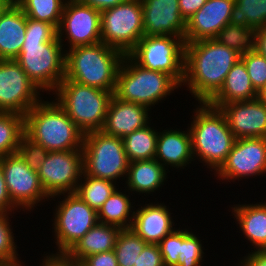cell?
Here are the masks:
<instances>
[{"mask_svg":"<svg viewBox=\"0 0 266 266\" xmlns=\"http://www.w3.org/2000/svg\"><path fill=\"white\" fill-rule=\"evenodd\" d=\"M84 173L91 177L118 182L126 178L129 160L121 137L94 131L84 134L83 141Z\"/></svg>","mask_w":266,"mask_h":266,"instance_id":"ba28073f","label":"cell"},{"mask_svg":"<svg viewBox=\"0 0 266 266\" xmlns=\"http://www.w3.org/2000/svg\"><path fill=\"white\" fill-rule=\"evenodd\" d=\"M54 99L84 133L102 131L112 91L101 90L63 79L53 92Z\"/></svg>","mask_w":266,"mask_h":266,"instance_id":"52a82bcc","label":"cell"},{"mask_svg":"<svg viewBox=\"0 0 266 266\" xmlns=\"http://www.w3.org/2000/svg\"><path fill=\"white\" fill-rule=\"evenodd\" d=\"M41 94L15 60H0V112L25 116L42 100Z\"/></svg>","mask_w":266,"mask_h":266,"instance_id":"9a60e30c","label":"cell"},{"mask_svg":"<svg viewBox=\"0 0 266 266\" xmlns=\"http://www.w3.org/2000/svg\"><path fill=\"white\" fill-rule=\"evenodd\" d=\"M251 83L258 92L266 85V58L255 49L241 55Z\"/></svg>","mask_w":266,"mask_h":266,"instance_id":"f35d334b","label":"cell"},{"mask_svg":"<svg viewBox=\"0 0 266 266\" xmlns=\"http://www.w3.org/2000/svg\"><path fill=\"white\" fill-rule=\"evenodd\" d=\"M235 0H207L206 3L186 21L185 43L203 39H214L218 32L230 23Z\"/></svg>","mask_w":266,"mask_h":266,"instance_id":"d6986e66","label":"cell"},{"mask_svg":"<svg viewBox=\"0 0 266 266\" xmlns=\"http://www.w3.org/2000/svg\"><path fill=\"white\" fill-rule=\"evenodd\" d=\"M124 56L103 42L72 47L66 50L64 79L114 92Z\"/></svg>","mask_w":266,"mask_h":266,"instance_id":"5b68a950","label":"cell"},{"mask_svg":"<svg viewBox=\"0 0 266 266\" xmlns=\"http://www.w3.org/2000/svg\"><path fill=\"white\" fill-rule=\"evenodd\" d=\"M134 266H165L159 245L148 243L138 255Z\"/></svg>","mask_w":266,"mask_h":266,"instance_id":"60d3db41","label":"cell"},{"mask_svg":"<svg viewBox=\"0 0 266 266\" xmlns=\"http://www.w3.org/2000/svg\"><path fill=\"white\" fill-rule=\"evenodd\" d=\"M25 134L49 152L82 150L84 133L55 101L46 99L25 115Z\"/></svg>","mask_w":266,"mask_h":266,"instance_id":"277c9868","label":"cell"},{"mask_svg":"<svg viewBox=\"0 0 266 266\" xmlns=\"http://www.w3.org/2000/svg\"><path fill=\"white\" fill-rule=\"evenodd\" d=\"M231 210L239 231L253 246L251 249L266 250V202L234 204Z\"/></svg>","mask_w":266,"mask_h":266,"instance_id":"cb8c5ba5","label":"cell"},{"mask_svg":"<svg viewBox=\"0 0 266 266\" xmlns=\"http://www.w3.org/2000/svg\"><path fill=\"white\" fill-rule=\"evenodd\" d=\"M156 202L139 204L138 206L141 207L134 208L131 227L138 236L150 244H158L175 229L173 226H176L169 206L159 203L157 200Z\"/></svg>","mask_w":266,"mask_h":266,"instance_id":"ffe728a7","label":"cell"},{"mask_svg":"<svg viewBox=\"0 0 266 266\" xmlns=\"http://www.w3.org/2000/svg\"><path fill=\"white\" fill-rule=\"evenodd\" d=\"M184 49V37L143 36L128 55L145 69L167 73L181 86Z\"/></svg>","mask_w":266,"mask_h":266,"instance_id":"8fae6325","label":"cell"},{"mask_svg":"<svg viewBox=\"0 0 266 266\" xmlns=\"http://www.w3.org/2000/svg\"><path fill=\"white\" fill-rule=\"evenodd\" d=\"M151 125L150 122L122 138L129 162L155 158L159 131Z\"/></svg>","mask_w":266,"mask_h":266,"instance_id":"f1b7e54d","label":"cell"},{"mask_svg":"<svg viewBox=\"0 0 266 266\" xmlns=\"http://www.w3.org/2000/svg\"><path fill=\"white\" fill-rule=\"evenodd\" d=\"M13 1H0V15Z\"/></svg>","mask_w":266,"mask_h":266,"instance_id":"816d5d0a","label":"cell"},{"mask_svg":"<svg viewBox=\"0 0 266 266\" xmlns=\"http://www.w3.org/2000/svg\"><path fill=\"white\" fill-rule=\"evenodd\" d=\"M168 171L156 160H138L129 163L126 175V189L133 194L153 196L168 180ZM135 192V193H134ZM149 194V195H148Z\"/></svg>","mask_w":266,"mask_h":266,"instance_id":"d4e9b609","label":"cell"},{"mask_svg":"<svg viewBox=\"0 0 266 266\" xmlns=\"http://www.w3.org/2000/svg\"><path fill=\"white\" fill-rule=\"evenodd\" d=\"M168 172L173 167L177 170L184 169L194 161L192 153L191 135L188 127L165 128L159 131L155 158ZM170 166V167H169Z\"/></svg>","mask_w":266,"mask_h":266,"instance_id":"7402d4cb","label":"cell"},{"mask_svg":"<svg viewBox=\"0 0 266 266\" xmlns=\"http://www.w3.org/2000/svg\"><path fill=\"white\" fill-rule=\"evenodd\" d=\"M258 92L253 87L246 66L239 59L228 72L220 90L207 102L220 108L224 104L255 99Z\"/></svg>","mask_w":266,"mask_h":266,"instance_id":"484cf974","label":"cell"},{"mask_svg":"<svg viewBox=\"0 0 266 266\" xmlns=\"http://www.w3.org/2000/svg\"><path fill=\"white\" fill-rule=\"evenodd\" d=\"M116 188L109 198L98 210V220L100 223L117 226L120 229L132 227L135 208L133 200H130L131 193L125 188L122 191ZM122 191V192H121ZM128 192V195L127 193Z\"/></svg>","mask_w":266,"mask_h":266,"instance_id":"83f0119b","label":"cell"},{"mask_svg":"<svg viewBox=\"0 0 266 266\" xmlns=\"http://www.w3.org/2000/svg\"><path fill=\"white\" fill-rule=\"evenodd\" d=\"M144 36L141 0L125 1L101 11V41L128 55Z\"/></svg>","mask_w":266,"mask_h":266,"instance_id":"30bf717a","label":"cell"},{"mask_svg":"<svg viewBox=\"0 0 266 266\" xmlns=\"http://www.w3.org/2000/svg\"><path fill=\"white\" fill-rule=\"evenodd\" d=\"M144 36L184 37L186 21L179 0H141Z\"/></svg>","mask_w":266,"mask_h":266,"instance_id":"ac0fdd59","label":"cell"},{"mask_svg":"<svg viewBox=\"0 0 266 266\" xmlns=\"http://www.w3.org/2000/svg\"><path fill=\"white\" fill-rule=\"evenodd\" d=\"M207 0H179V9L181 16L187 21L193 16Z\"/></svg>","mask_w":266,"mask_h":266,"instance_id":"bcb514c9","label":"cell"},{"mask_svg":"<svg viewBox=\"0 0 266 266\" xmlns=\"http://www.w3.org/2000/svg\"><path fill=\"white\" fill-rule=\"evenodd\" d=\"M17 210H19V208L12 202L9 196L4 179V174L0 164V213L14 215Z\"/></svg>","mask_w":266,"mask_h":266,"instance_id":"ee69618b","label":"cell"},{"mask_svg":"<svg viewBox=\"0 0 266 266\" xmlns=\"http://www.w3.org/2000/svg\"><path fill=\"white\" fill-rule=\"evenodd\" d=\"M81 3L98 9L100 12L108 8H112L125 0H79Z\"/></svg>","mask_w":266,"mask_h":266,"instance_id":"c3c4849f","label":"cell"},{"mask_svg":"<svg viewBox=\"0 0 266 266\" xmlns=\"http://www.w3.org/2000/svg\"><path fill=\"white\" fill-rule=\"evenodd\" d=\"M17 153L32 170L38 171L42 163L46 160L49 151L24 134L18 146Z\"/></svg>","mask_w":266,"mask_h":266,"instance_id":"74e56055","label":"cell"},{"mask_svg":"<svg viewBox=\"0 0 266 266\" xmlns=\"http://www.w3.org/2000/svg\"><path fill=\"white\" fill-rule=\"evenodd\" d=\"M65 59L57 28L27 17L25 40L15 61L41 92L52 95L65 78Z\"/></svg>","mask_w":266,"mask_h":266,"instance_id":"6da1fadb","label":"cell"},{"mask_svg":"<svg viewBox=\"0 0 266 266\" xmlns=\"http://www.w3.org/2000/svg\"><path fill=\"white\" fill-rule=\"evenodd\" d=\"M57 30L62 46L69 47L64 49L100 43L101 12L79 0H67Z\"/></svg>","mask_w":266,"mask_h":266,"instance_id":"4fadbf2b","label":"cell"},{"mask_svg":"<svg viewBox=\"0 0 266 266\" xmlns=\"http://www.w3.org/2000/svg\"><path fill=\"white\" fill-rule=\"evenodd\" d=\"M0 164L9 196L20 211L27 210L28 214L51 199L43 189L37 171L32 170L18 153L1 158Z\"/></svg>","mask_w":266,"mask_h":266,"instance_id":"7c38bea8","label":"cell"},{"mask_svg":"<svg viewBox=\"0 0 266 266\" xmlns=\"http://www.w3.org/2000/svg\"><path fill=\"white\" fill-rule=\"evenodd\" d=\"M67 0H14L28 18L44 21L57 29Z\"/></svg>","mask_w":266,"mask_h":266,"instance_id":"d6a6232c","label":"cell"},{"mask_svg":"<svg viewBox=\"0 0 266 266\" xmlns=\"http://www.w3.org/2000/svg\"><path fill=\"white\" fill-rule=\"evenodd\" d=\"M59 197V203H56L52 219V232L54 233L53 237L57 250L55 253H67L78 240L99 222L98 213L76 193L56 195L51 197V200L55 201Z\"/></svg>","mask_w":266,"mask_h":266,"instance_id":"9c48e42d","label":"cell"},{"mask_svg":"<svg viewBox=\"0 0 266 266\" xmlns=\"http://www.w3.org/2000/svg\"><path fill=\"white\" fill-rule=\"evenodd\" d=\"M257 98L263 103L266 104V85L258 91Z\"/></svg>","mask_w":266,"mask_h":266,"instance_id":"681fc988","label":"cell"},{"mask_svg":"<svg viewBox=\"0 0 266 266\" xmlns=\"http://www.w3.org/2000/svg\"><path fill=\"white\" fill-rule=\"evenodd\" d=\"M204 246L202 240L189 231V227L181 229V254L174 266H202L204 260ZM202 262V263H201Z\"/></svg>","mask_w":266,"mask_h":266,"instance_id":"d590c367","label":"cell"},{"mask_svg":"<svg viewBox=\"0 0 266 266\" xmlns=\"http://www.w3.org/2000/svg\"><path fill=\"white\" fill-rule=\"evenodd\" d=\"M117 183L82 174L75 193L92 209L98 212L104 202L119 187Z\"/></svg>","mask_w":266,"mask_h":266,"instance_id":"4dcf8cb0","label":"cell"},{"mask_svg":"<svg viewBox=\"0 0 266 266\" xmlns=\"http://www.w3.org/2000/svg\"><path fill=\"white\" fill-rule=\"evenodd\" d=\"M241 55L215 39L185 43L184 77L181 84L196 102H208L222 87Z\"/></svg>","mask_w":266,"mask_h":266,"instance_id":"7a4b0ae2","label":"cell"},{"mask_svg":"<svg viewBox=\"0 0 266 266\" xmlns=\"http://www.w3.org/2000/svg\"><path fill=\"white\" fill-rule=\"evenodd\" d=\"M181 86L167 73L145 69L129 55L119 67L113 95L120 100L146 106L150 110ZM153 107V108H152Z\"/></svg>","mask_w":266,"mask_h":266,"instance_id":"8992f818","label":"cell"},{"mask_svg":"<svg viewBox=\"0 0 266 266\" xmlns=\"http://www.w3.org/2000/svg\"><path fill=\"white\" fill-rule=\"evenodd\" d=\"M264 173V174H263ZM266 174V138L236 139L221 167L214 173L220 181L232 182Z\"/></svg>","mask_w":266,"mask_h":266,"instance_id":"2e32d148","label":"cell"},{"mask_svg":"<svg viewBox=\"0 0 266 266\" xmlns=\"http://www.w3.org/2000/svg\"><path fill=\"white\" fill-rule=\"evenodd\" d=\"M237 266H266V250L247 253L238 260Z\"/></svg>","mask_w":266,"mask_h":266,"instance_id":"f6af8a7d","label":"cell"},{"mask_svg":"<svg viewBox=\"0 0 266 266\" xmlns=\"http://www.w3.org/2000/svg\"><path fill=\"white\" fill-rule=\"evenodd\" d=\"M39 263V266H82L81 262L70 258L66 253L52 252L44 254Z\"/></svg>","mask_w":266,"mask_h":266,"instance_id":"7bdbcfd3","label":"cell"},{"mask_svg":"<svg viewBox=\"0 0 266 266\" xmlns=\"http://www.w3.org/2000/svg\"><path fill=\"white\" fill-rule=\"evenodd\" d=\"M254 32L253 28L228 23L214 39L243 55L254 49Z\"/></svg>","mask_w":266,"mask_h":266,"instance_id":"e575fe53","label":"cell"},{"mask_svg":"<svg viewBox=\"0 0 266 266\" xmlns=\"http://www.w3.org/2000/svg\"><path fill=\"white\" fill-rule=\"evenodd\" d=\"M230 23L254 30L266 26V0H235Z\"/></svg>","mask_w":266,"mask_h":266,"instance_id":"1f68e13d","label":"cell"},{"mask_svg":"<svg viewBox=\"0 0 266 266\" xmlns=\"http://www.w3.org/2000/svg\"><path fill=\"white\" fill-rule=\"evenodd\" d=\"M11 214L0 213V264L13 263L19 261L18 247L16 245L15 234L9 217ZM11 222V223H10Z\"/></svg>","mask_w":266,"mask_h":266,"instance_id":"8d00e7d4","label":"cell"},{"mask_svg":"<svg viewBox=\"0 0 266 266\" xmlns=\"http://www.w3.org/2000/svg\"><path fill=\"white\" fill-rule=\"evenodd\" d=\"M82 266H118L114 250L89 255L81 261Z\"/></svg>","mask_w":266,"mask_h":266,"instance_id":"b9f144b4","label":"cell"},{"mask_svg":"<svg viewBox=\"0 0 266 266\" xmlns=\"http://www.w3.org/2000/svg\"><path fill=\"white\" fill-rule=\"evenodd\" d=\"M25 265H26L25 261L23 262L22 260L21 261L19 260V261L13 262V263H2V264H0V266H25Z\"/></svg>","mask_w":266,"mask_h":266,"instance_id":"f907efd6","label":"cell"},{"mask_svg":"<svg viewBox=\"0 0 266 266\" xmlns=\"http://www.w3.org/2000/svg\"><path fill=\"white\" fill-rule=\"evenodd\" d=\"M120 228L98 222L66 253L81 262L89 255L114 250Z\"/></svg>","mask_w":266,"mask_h":266,"instance_id":"4316f807","label":"cell"},{"mask_svg":"<svg viewBox=\"0 0 266 266\" xmlns=\"http://www.w3.org/2000/svg\"><path fill=\"white\" fill-rule=\"evenodd\" d=\"M27 16L13 1L0 15V60H15L21 52Z\"/></svg>","mask_w":266,"mask_h":266,"instance_id":"603a6c76","label":"cell"},{"mask_svg":"<svg viewBox=\"0 0 266 266\" xmlns=\"http://www.w3.org/2000/svg\"><path fill=\"white\" fill-rule=\"evenodd\" d=\"M151 110L146 106L117 99L110 101L102 131L110 136L125 137L151 122Z\"/></svg>","mask_w":266,"mask_h":266,"instance_id":"44dd1931","label":"cell"},{"mask_svg":"<svg viewBox=\"0 0 266 266\" xmlns=\"http://www.w3.org/2000/svg\"><path fill=\"white\" fill-rule=\"evenodd\" d=\"M83 172L82 150L51 151L37 171L41 185L50 198L75 193Z\"/></svg>","mask_w":266,"mask_h":266,"instance_id":"5bb4252c","label":"cell"},{"mask_svg":"<svg viewBox=\"0 0 266 266\" xmlns=\"http://www.w3.org/2000/svg\"><path fill=\"white\" fill-rule=\"evenodd\" d=\"M147 244L132 228L121 229L117 235L114 247L118 266L136 265L138 255H140Z\"/></svg>","mask_w":266,"mask_h":266,"instance_id":"836d02e7","label":"cell"},{"mask_svg":"<svg viewBox=\"0 0 266 266\" xmlns=\"http://www.w3.org/2000/svg\"><path fill=\"white\" fill-rule=\"evenodd\" d=\"M254 49L266 58V26L255 30Z\"/></svg>","mask_w":266,"mask_h":266,"instance_id":"7dc6e473","label":"cell"},{"mask_svg":"<svg viewBox=\"0 0 266 266\" xmlns=\"http://www.w3.org/2000/svg\"><path fill=\"white\" fill-rule=\"evenodd\" d=\"M198 104L193 109V120L188 124L194 162L197 159L215 173L226 160L236 139L219 108L207 102Z\"/></svg>","mask_w":266,"mask_h":266,"instance_id":"3957f363","label":"cell"},{"mask_svg":"<svg viewBox=\"0 0 266 266\" xmlns=\"http://www.w3.org/2000/svg\"><path fill=\"white\" fill-rule=\"evenodd\" d=\"M160 251L165 266H174L181 254V229L175 228L165 236L159 243Z\"/></svg>","mask_w":266,"mask_h":266,"instance_id":"ab89813d","label":"cell"},{"mask_svg":"<svg viewBox=\"0 0 266 266\" xmlns=\"http://www.w3.org/2000/svg\"><path fill=\"white\" fill-rule=\"evenodd\" d=\"M219 109L235 139L266 138V104L258 98L231 102Z\"/></svg>","mask_w":266,"mask_h":266,"instance_id":"e0dca14e","label":"cell"},{"mask_svg":"<svg viewBox=\"0 0 266 266\" xmlns=\"http://www.w3.org/2000/svg\"><path fill=\"white\" fill-rule=\"evenodd\" d=\"M25 134V116L12 112H0V159L17 153Z\"/></svg>","mask_w":266,"mask_h":266,"instance_id":"f546056e","label":"cell"}]
</instances>
